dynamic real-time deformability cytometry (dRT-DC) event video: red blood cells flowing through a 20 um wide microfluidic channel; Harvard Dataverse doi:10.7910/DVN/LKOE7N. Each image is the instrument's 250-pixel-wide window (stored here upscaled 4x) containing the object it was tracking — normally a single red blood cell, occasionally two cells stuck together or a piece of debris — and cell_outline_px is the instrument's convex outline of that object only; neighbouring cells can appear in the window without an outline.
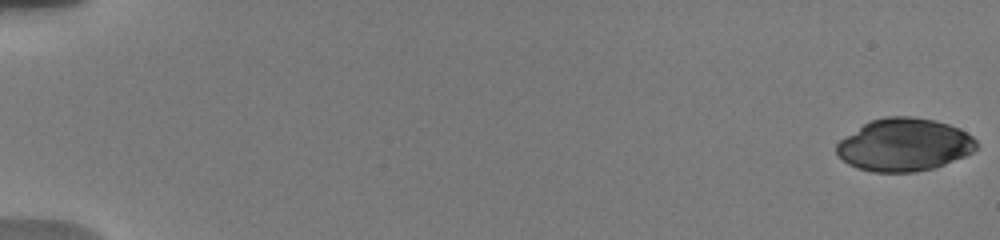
{"species": "human", "species_latin": "Homo sapiens", "temperature_condition": "warm", "stored_images_in_passage": 20, "camera_frame_rate_fps": 3000, "um_per_image_px": 0.085, "donor": {"sex": "male"}, "frame": {"image": 1, "passage_image": 1, "time_ms": 0.0, "image_size_px": [1000, 240], "cell_outline_px": [[976, 148], [972, 152], [964, 156], [944, 164], [932, 168], [916, 172], [872, 172], [856, 168], [848, 164], [836, 152], [836, 144], [840, 140], [864, 124], [872, 120], [884, 116], [912, 116], [936, 120], [960, 128], [972, 136], [976, 140]], "centroid_in_image_um": [76.86, 12.3], "position_along_channel_um": 8.1, "area_um2": 42.89}}
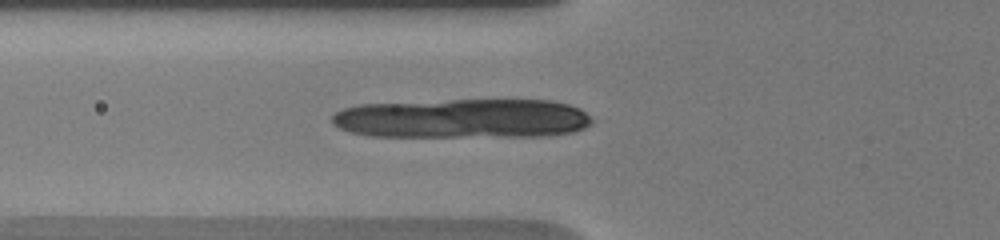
{"frame": {"image": 2, "passage_image": 16, "time_ms": 7.0, "image_size_px": [1000, 240], "cell_outline_px": [[592, 124], [584, 128], [572, 132], [548, 136], [372, 136], [348, 132], [332, 124], [332, 116], [336, 112], [344, 108], [360, 104], [448, 100], [552, 100], [568, 104], [580, 108], [592, 120]], "centroid_in_image_um": [39.33, 10.07], "position_along_channel_um": 86.5, "area_um2": 60.0}}
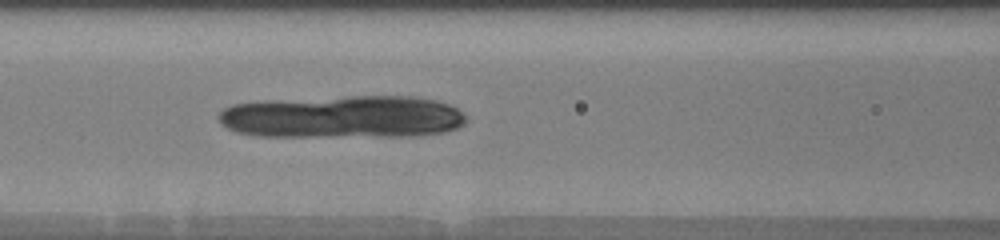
{"frame": {"image": 3, "passage_image": 20, "time_ms": 8.333, "image_size_px": [1000, 240], "cell_outline_px": [[468, 120], [464, 124], [456, 128], [444, 132], [416, 136], [256, 136], [236, 132], [220, 124], [216, 116], [224, 108], [232, 104], [264, 100], [352, 96], [416, 96], [436, 100], [448, 104], [464, 112]], "centroid_in_image_um": [29.13, 9.93], "position_along_channel_um": 137.5, "area_um2": 62.31}}